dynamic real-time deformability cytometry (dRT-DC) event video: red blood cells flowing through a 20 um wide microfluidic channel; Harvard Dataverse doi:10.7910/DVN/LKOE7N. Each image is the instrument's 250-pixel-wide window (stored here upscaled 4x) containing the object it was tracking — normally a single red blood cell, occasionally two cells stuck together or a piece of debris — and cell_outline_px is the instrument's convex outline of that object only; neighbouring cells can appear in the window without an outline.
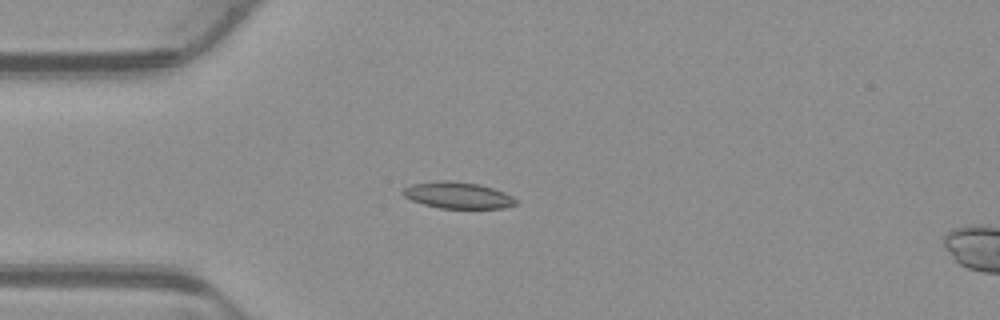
{"species": "common noctule bat (a hibernating species)", "species_latin": "Nyctalus noctula", "temperature_condition": "warm", "stored_images_in_passage": 52, "camera_frame_rate_fps": 3000, "um_per_image_px": 0.085, "animal": {"sex": "male", "body_mass_g": 23.1, "forearm_length_mm": 52.7}, "frame": {"image": 1, "passage_image": 13, "time_ms": 4.0, "image_size_px": [1000, 320], "cell_outline_px": [[516, 204], [504, 208], [440, 208], [424, 204], [412, 200], [404, 196], [400, 192], [404, 188], [412, 184], [436, 180], [452, 180], [480, 184], [504, 192], [512, 196], [516, 200]], "centroid_in_image_um": [38.89, 16.58], "position_along_channel_um": 46.1, "area_um2": 17.46}}
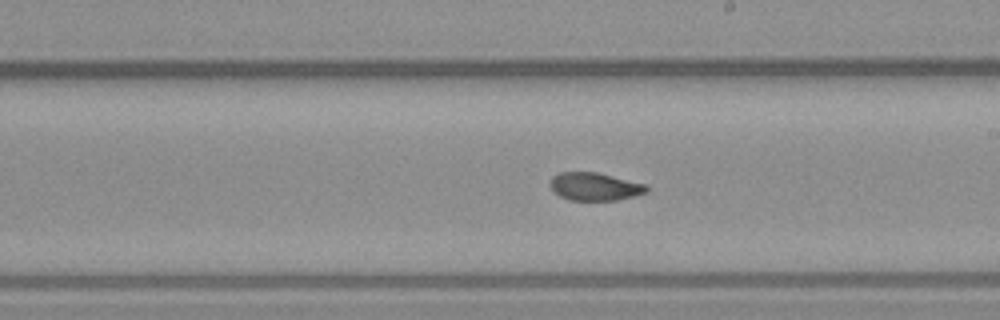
{"frame": {"image": 2, "passage_image": 29, "time_ms": 9.333, "image_size_px": [1000, 320], "cell_outline_px": [[648, 192], [616, 200], [568, 200], [560, 196], [548, 184], [552, 176], [560, 172], [596, 172], [648, 184]], "centroid_in_image_um": [50.56, 15.85], "position_along_channel_um": 238.4, "area_um2": 15.72}}
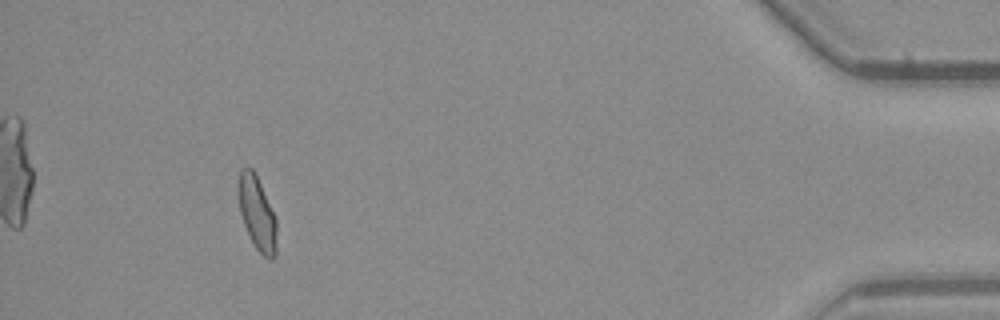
{"frame": {"image": 3, "passage_image": 48, "time_ms": 15.667, "image_size_px": [1000, 320], "cell_outline_px": [[276, 256], [272, 260], [268, 260], [256, 248], [244, 224], [240, 212], [236, 188], [240, 168], [252, 168], [260, 184], [276, 220]], "centroid_in_image_um": [21.82, 18.13], "position_along_channel_um": 413.4, "area_um2": 16.3}, "authors_computed_cell_mechanics": {"area_um2": 16.5886, "velocity_mm_per_s": 3.8796, "shape_relaxation_time_tau1_ms": null, "shape_relaxation_time_tau2_ms": 1.7833, "deformation_change_tau1": null, "deformation_change_tau2": 0.0719}}